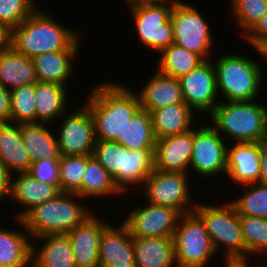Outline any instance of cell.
Listing matches in <instances>:
<instances>
[{"instance_id": "36", "label": "cell", "mask_w": 267, "mask_h": 267, "mask_svg": "<svg viewBox=\"0 0 267 267\" xmlns=\"http://www.w3.org/2000/svg\"><path fill=\"white\" fill-rule=\"evenodd\" d=\"M87 155H61L59 159V191L76 193L83 181Z\"/></svg>"}, {"instance_id": "16", "label": "cell", "mask_w": 267, "mask_h": 267, "mask_svg": "<svg viewBox=\"0 0 267 267\" xmlns=\"http://www.w3.org/2000/svg\"><path fill=\"white\" fill-rule=\"evenodd\" d=\"M99 267H136L133 237L122 222L103 230L99 245Z\"/></svg>"}, {"instance_id": "22", "label": "cell", "mask_w": 267, "mask_h": 267, "mask_svg": "<svg viewBox=\"0 0 267 267\" xmlns=\"http://www.w3.org/2000/svg\"><path fill=\"white\" fill-rule=\"evenodd\" d=\"M154 151L129 150L124 147L122 170L113 177L114 184L122 194L132 185H142V189L145 179L155 169Z\"/></svg>"}, {"instance_id": "41", "label": "cell", "mask_w": 267, "mask_h": 267, "mask_svg": "<svg viewBox=\"0 0 267 267\" xmlns=\"http://www.w3.org/2000/svg\"><path fill=\"white\" fill-rule=\"evenodd\" d=\"M29 173L41 183H50L59 189V159L33 161Z\"/></svg>"}, {"instance_id": "18", "label": "cell", "mask_w": 267, "mask_h": 267, "mask_svg": "<svg viewBox=\"0 0 267 267\" xmlns=\"http://www.w3.org/2000/svg\"><path fill=\"white\" fill-rule=\"evenodd\" d=\"M260 143H236L227 148L226 175L236 184H253L260 179Z\"/></svg>"}, {"instance_id": "43", "label": "cell", "mask_w": 267, "mask_h": 267, "mask_svg": "<svg viewBox=\"0 0 267 267\" xmlns=\"http://www.w3.org/2000/svg\"><path fill=\"white\" fill-rule=\"evenodd\" d=\"M10 109V91L0 84V124L11 123Z\"/></svg>"}, {"instance_id": "7", "label": "cell", "mask_w": 267, "mask_h": 267, "mask_svg": "<svg viewBox=\"0 0 267 267\" xmlns=\"http://www.w3.org/2000/svg\"><path fill=\"white\" fill-rule=\"evenodd\" d=\"M176 267H205L217 254L202 219L182 214L173 234Z\"/></svg>"}, {"instance_id": "39", "label": "cell", "mask_w": 267, "mask_h": 267, "mask_svg": "<svg viewBox=\"0 0 267 267\" xmlns=\"http://www.w3.org/2000/svg\"><path fill=\"white\" fill-rule=\"evenodd\" d=\"M124 146L117 141L96 140L92 156L95 157L112 178L122 170Z\"/></svg>"}, {"instance_id": "24", "label": "cell", "mask_w": 267, "mask_h": 267, "mask_svg": "<svg viewBox=\"0 0 267 267\" xmlns=\"http://www.w3.org/2000/svg\"><path fill=\"white\" fill-rule=\"evenodd\" d=\"M38 81L33 60L12 46L0 52V84L9 91Z\"/></svg>"}, {"instance_id": "23", "label": "cell", "mask_w": 267, "mask_h": 267, "mask_svg": "<svg viewBox=\"0 0 267 267\" xmlns=\"http://www.w3.org/2000/svg\"><path fill=\"white\" fill-rule=\"evenodd\" d=\"M0 161L13 176L29 172L32 161L22 141L21 124H0Z\"/></svg>"}, {"instance_id": "8", "label": "cell", "mask_w": 267, "mask_h": 267, "mask_svg": "<svg viewBox=\"0 0 267 267\" xmlns=\"http://www.w3.org/2000/svg\"><path fill=\"white\" fill-rule=\"evenodd\" d=\"M174 43L209 60L208 52L214 44L211 30L204 16L193 5L177 0L170 15Z\"/></svg>"}, {"instance_id": "28", "label": "cell", "mask_w": 267, "mask_h": 267, "mask_svg": "<svg viewBox=\"0 0 267 267\" xmlns=\"http://www.w3.org/2000/svg\"><path fill=\"white\" fill-rule=\"evenodd\" d=\"M67 93L66 86L37 81L35 84L36 123L48 124L58 117L62 119L69 101Z\"/></svg>"}, {"instance_id": "15", "label": "cell", "mask_w": 267, "mask_h": 267, "mask_svg": "<svg viewBox=\"0 0 267 267\" xmlns=\"http://www.w3.org/2000/svg\"><path fill=\"white\" fill-rule=\"evenodd\" d=\"M194 129L157 140L154 157L155 169L162 172L190 171Z\"/></svg>"}, {"instance_id": "38", "label": "cell", "mask_w": 267, "mask_h": 267, "mask_svg": "<svg viewBox=\"0 0 267 267\" xmlns=\"http://www.w3.org/2000/svg\"><path fill=\"white\" fill-rule=\"evenodd\" d=\"M230 3L243 38L267 13V0H231Z\"/></svg>"}, {"instance_id": "11", "label": "cell", "mask_w": 267, "mask_h": 267, "mask_svg": "<svg viewBox=\"0 0 267 267\" xmlns=\"http://www.w3.org/2000/svg\"><path fill=\"white\" fill-rule=\"evenodd\" d=\"M221 136L212 125L194 127L190 167L198 176L226 175L228 146Z\"/></svg>"}, {"instance_id": "27", "label": "cell", "mask_w": 267, "mask_h": 267, "mask_svg": "<svg viewBox=\"0 0 267 267\" xmlns=\"http://www.w3.org/2000/svg\"><path fill=\"white\" fill-rule=\"evenodd\" d=\"M136 267H173V238L133 237Z\"/></svg>"}, {"instance_id": "1", "label": "cell", "mask_w": 267, "mask_h": 267, "mask_svg": "<svg viewBox=\"0 0 267 267\" xmlns=\"http://www.w3.org/2000/svg\"><path fill=\"white\" fill-rule=\"evenodd\" d=\"M113 81L96 84L88 95L89 108L95 125L96 140L117 141L124 128L140 108L137 92Z\"/></svg>"}, {"instance_id": "34", "label": "cell", "mask_w": 267, "mask_h": 267, "mask_svg": "<svg viewBox=\"0 0 267 267\" xmlns=\"http://www.w3.org/2000/svg\"><path fill=\"white\" fill-rule=\"evenodd\" d=\"M243 188L245 193L230 201L238 215L267 218V184L257 182Z\"/></svg>"}, {"instance_id": "29", "label": "cell", "mask_w": 267, "mask_h": 267, "mask_svg": "<svg viewBox=\"0 0 267 267\" xmlns=\"http://www.w3.org/2000/svg\"><path fill=\"white\" fill-rule=\"evenodd\" d=\"M31 239L26 229L16 231L0 228V267H30Z\"/></svg>"}, {"instance_id": "10", "label": "cell", "mask_w": 267, "mask_h": 267, "mask_svg": "<svg viewBox=\"0 0 267 267\" xmlns=\"http://www.w3.org/2000/svg\"><path fill=\"white\" fill-rule=\"evenodd\" d=\"M175 2L129 7L143 47L160 52L174 43L170 15Z\"/></svg>"}, {"instance_id": "25", "label": "cell", "mask_w": 267, "mask_h": 267, "mask_svg": "<svg viewBox=\"0 0 267 267\" xmlns=\"http://www.w3.org/2000/svg\"><path fill=\"white\" fill-rule=\"evenodd\" d=\"M78 52L80 51L60 50L34 56L32 60L38 81L57 83L68 87V79L75 72L72 58L76 57Z\"/></svg>"}, {"instance_id": "19", "label": "cell", "mask_w": 267, "mask_h": 267, "mask_svg": "<svg viewBox=\"0 0 267 267\" xmlns=\"http://www.w3.org/2000/svg\"><path fill=\"white\" fill-rule=\"evenodd\" d=\"M140 107L149 113L153 110L185 103L179 79L154 72L151 79L137 93Z\"/></svg>"}, {"instance_id": "12", "label": "cell", "mask_w": 267, "mask_h": 267, "mask_svg": "<svg viewBox=\"0 0 267 267\" xmlns=\"http://www.w3.org/2000/svg\"><path fill=\"white\" fill-rule=\"evenodd\" d=\"M62 117L57 132L60 155H92L96 137L94 120L89 108L84 104L71 114L64 113Z\"/></svg>"}, {"instance_id": "13", "label": "cell", "mask_w": 267, "mask_h": 267, "mask_svg": "<svg viewBox=\"0 0 267 267\" xmlns=\"http://www.w3.org/2000/svg\"><path fill=\"white\" fill-rule=\"evenodd\" d=\"M123 222L132 237L173 238L180 216L178 210L149 202L133 208Z\"/></svg>"}, {"instance_id": "17", "label": "cell", "mask_w": 267, "mask_h": 267, "mask_svg": "<svg viewBox=\"0 0 267 267\" xmlns=\"http://www.w3.org/2000/svg\"><path fill=\"white\" fill-rule=\"evenodd\" d=\"M96 216V213H93L82 224L67 233L72 243L77 267H99L100 239L109 223L101 218L99 220Z\"/></svg>"}, {"instance_id": "20", "label": "cell", "mask_w": 267, "mask_h": 267, "mask_svg": "<svg viewBox=\"0 0 267 267\" xmlns=\"http://www.w3.org/2000/svg\"><path fill=\"white\" fill-rule=\"evenodd\" d=\"M11 179L13 180H11L9 198L24 207L21 212L16 213L17 219H21L34 206L49 201L60 192L55 185L41 183L29 172L19 173L15 179L13 176Z\"/></svg>"}, {"instance_id": "6", "label": "cell", "mask_w": 267, "mask_h": 267, "mask_svg": "<svg viewBox=\"0 0 267 267\" xmlns=\"http://www.w3.org/2000/svg\"><path fill=\"white\" fill-rule=\"evenodd\" d=\"M194 212L204 222L216 252L226 246L225 261L250 260L246 255L240 216L230 201L221 206L198 202Z\"/></svg>"}, {"instance_id": "5", "label": "cell", "mask_w": 267, "mask_h": 267, "mask_svg": "<svg viewBox=\"0 0 267 267\" xmlns=\"http://www.w3.org/2000/svg\"><path fill=\"white\" fill-rule=\"evenodd\" d=\"M251 57L235 54L221 55L214 64L218 95L226 101L256 100L263 82L260 64ZM263 75V76H262Z\"/></svg>"}, {"instance_id": "44", "label": "cell", "mask_w": 267, "mask_h": 267, "mask_svg": "<svg viewBox=\"0 0 267 267\" xmlns=\"http://www.w3.org/2000/svg\"><path fill=\"white\" fill-rule=\"evenodd\" d=\"M12 174L7 167L0 161V202L9 198ZM6 196V197H5Z\"/></svg>"}, {"instance_id": "3", "label": "cell", "mask_w": 267, "mask_h": 267, "mask_svg": "<svg viewBox=\"0 0 267 267\" xmlns=\"http://www.w3.org/2000/svg\"><path fill=\"white\" fill-rule=\"evenodd\" d=\"M81 198L76 193L59 192L15 221L21 223L23 229L25 227L32 239L47 234H67L94 213L82 206L78 201Z\"/></svg>"}, {"instance_id": "37", "label": "cell", "mask_w": 267, "mask_h": 267, "mask_svg": "<svg viewBox=\"0 0 267 267\" xmlns=\"http://www.w3.org/2000/svg\"><path fill=\"white\" fill-rule=\"evenodd\" d=\"M240 223L247 258L252 254H266L267 218L240 216Z\"/></svg>"}, {"instance_id": "42", "label": "cell", "mask_w": 267, "mask_h": 267, "mask_svg": "<svg viewBox=\"0 0 267 267\" xmlns=\"http://www.w3.org/2000/svg\"><path fill=\"white\" fill-rule=\"evenodd\" d=\"M244 40L249 43L248 45H252L253 49H258L261 45L267 42V13L244 37Z\"/></svg>"}, {"instance_id": "46", "label": "cell", "mask_w": 267, "mask_h": 267, "mask_svg": "<svg viewBox=\"0 0 267 267\" xmlns=\"http://www.w3.org/2000/svg\"><path fill=\"white\" fill-rule=\"evenodd\" d=\"M12 29L0 22V52L11 47Z\"/></svg>"}, {"instance_id": "26", "label": "cell", "mask_w": 267, "mask_h": 267, "mask_svg": "<svg viewBox=\"0 0 267 267\" xmlns=\"http://www.w3.org/2000/svg\"><path fill=\"white\" fill-rule=\"evenodd\" d=\"M193 110L186 103H177L150 112L157 140L191 130Z\"/></svg>"}, {"instance_id": "35", "label": "cell", "mask_w": 267, "mask_h": 267, "mask_svg": "<svg viewBox=\"0 0 267 267\" xmlns=\"http://www.w3.org/2000/svg\"><path fill=\"white\" fill-rule=\"evenodd\" d=\"M10 98L11 123H36L35 84L11 90Z\"/></svg>"}, {"instance_id": "4", "label": "cell", "mask_w": 267, "mask_h": 267, "mask_svg": "<svg viewBox=\"0 0 267 267\" xmlns=\"http://www.w3.org/2000/svg\"><path fill=\"white\" fill-rule=\"evenodd\" d=\"M220 135L238 143H260L267 138V105L252 101H219L209 114Z\"/></svg>"}, {"instance_id": "45", "label": "cell", "mask_w": 267, "mask_h": 267, "mask_svg": "<svg viewBox=\"0 0 267 267\" xmlns=\"http://www.w3.org/2000/svg\"><path fill=\"white\" fill-rule=\"evenodd\" d=\"M260 179L259 182L267 184V138L260 142Z\"/></svg>"}, {"instance_id": "48", "label": "cell", "mask_w": 267, "mask_h": 267, "mask_svg": "<svg viewBox=\"0 0 267 267\" xmlns=\"http://www.w3.org/2000/svg\"><path fill=\"white\" fill-rule=\"evenodd\" d=\"M224 266L225 267H250L248 260L247 261H225Z\"/></svg>"}, {"instance_id": "14", "label": "cell", "mask_w": 267, "mask_h": 267, "mask_svg": "<svg viewBox=\"0 0 267 267\" xmlns=\"http://www.w3.org/2000/svg\"><path fill=\"white\" fill-rule=\"evenodd\" d=\"M184 102L192 109L209 115L218 105L216 70L210 60L179 78Z\"/></svg>"}, {"instance_id": "49", "label": "cell", "mask_w": 267, "mask_h": 267, "mask_svg": "<svg viewBox=\"0 0 267 267\" xmlns=\"http://www.w3.org/2000/svg\"><path fill=\"white\" fill-rule=\"evenodd\" d=\"M262 57H264L267 61V42L261 45L258 49H255Z\"/></svg>"}, {"instance_id": "2", "label": "cell", "mask_w": 267, "mask_h": 267, "mask_svg": "<svg viewBox=\"0 0 267 267\" xmlns=\"http://www.w3.org/2000/svg\"><path fill=\"white\" fill-rule=\"evenodd\" d=\"M80 33L36 9L19 26L12 29L11 46L22 55L33 58L60 50H79Z\"/></svg>"}, {"instance_id": "30", "label": "cell", "mask_w": 267, "mask_h": 267, "mask_svg": "<svg viewBox=\"0 0 267 267\" xmlns=\"http://www.w3.org/2000/svg\"><path fill=\"white\" fill-rule=\"evenodd\" d=\"M46 125L47 123L21 124L22 141L32 162L41 158L60 159L57 137Z\"/></svg>"}, {"instance_id": "21", "label": "cell", "mask_w": 267, "mask_h": 267, "mask_svg": "<svg viewBox=\"0 0 267 267\" xmlns=\"http://www.w3.org/2000/svg\"><path fill=\"white\" fill-rule=\"evenodd\" d=\"M40 248L32 244L31 267H77L72 243L67 234H47Z\"/></svg>"}, {"instance_id": "47", "label": "cell", "mask_w": 267, "mask_h": 267, "mask_svg": "<svg viewBox=\"0 0 267 267\" xmlns=\"http://www.w3.org/2000/svg\"><path fill=\"white\" fill-rule=\"evenodd\" d=\"M177 0H126V3H128V6L135 7V6H141V5H152V4H162L166 2H176Z\"/></svg>"}, {"instance_id": "32", "label": "cell", "mask_w": 267, "mask_h": 267, "mask_svg": "<svg viewBox=\"0 0 267 267\" xmlns=\"http://www.w3.org/2000/svg\"><path fill=\"white\" fill-rule=\"evenodd\" d=\"M82 199L89 197L116 196L121 192L114 184L112 176L92 155H87V166L81 188L76 192Z\"/></svg>"}, {"instance_id": "31", "label": "cell", "mask_w": 267, "mask_h": 267, "mask_svg": "<svg viewBox=\"0 0 267 267\" xmlns=\"http://www.w3.org/2000/svg\"><path fill=\"white\" fill-rule=\"evenodd\" d=\"M117 142L129 150H155L157 139L150 113L140 107L127 122L123 137H118Z\"/></svg>"}, {"instance_id": "33", "label": "cell", "mask_w": 267, "mask_h": 267, "mask_svg": "<svg viewBox=\"0 0 267 267\" xmlns=\"http://www.w3.org/2000/svg\"><path fill=\"white\" fill-rule=\"evenodd\" d=\"M158 72L166 76L181 78L205 60L198 54L189 51L175 43L161 50Z\"/></svg>"}, {"instance_id": "40", "label": "cell", "mask_w": 267, "mask_h": 267, "mask_svg": "<svg viewBox=\"0 0 267 267\" xmlns=\"http://www.w3.org/2000/svg\"><path fill=\"white\" fill-rule=\"evenodd\" d=\"M34 0H0V22L10 29L19 26L37 8Z\"/></svg>"}, {"instance_id": "9", "label": "cell", "mask_w": 267, "mask_h": 267, "mask_svg": "<svg viewBox=\"0 0 267 267\" xmlns=\"http://www.w3.org/2000/svg\"><path fill=\"white\" fill-rule=\"evenodd\" d=\"M189 173L162 172L157 169L145 179L143 194L151 204L172 207L181 214L193 212L194 203L189 191ZM188 179V180H187ZM193 203V205H192Z\"/></svg>"}]
</instances>
